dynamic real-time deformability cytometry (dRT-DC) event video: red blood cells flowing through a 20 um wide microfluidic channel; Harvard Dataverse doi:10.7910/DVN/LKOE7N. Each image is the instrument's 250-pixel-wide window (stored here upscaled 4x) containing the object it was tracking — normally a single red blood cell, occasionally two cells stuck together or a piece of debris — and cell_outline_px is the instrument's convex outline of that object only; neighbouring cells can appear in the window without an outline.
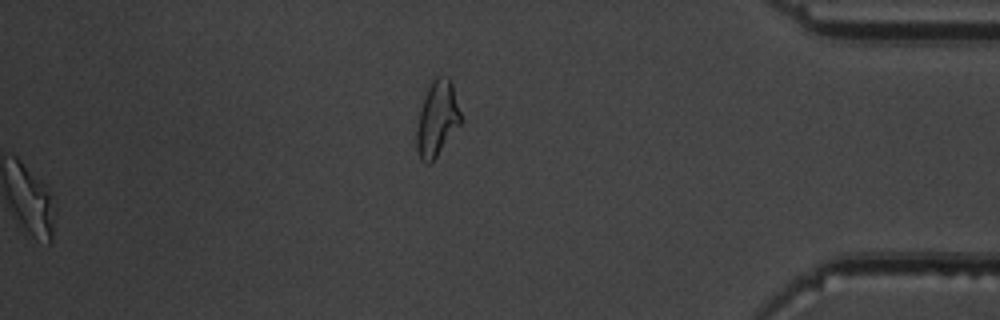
{"species": "common noctule bat (a hibernating species)", "species_latin": "Nyctalus noctula", "temperature_condition": "warm", "stored_images_in_passage": 49, "segment_of_instrument_passage": [2, 2], "camera_frame_rate_fps": 3000, "um_per_image_px": 0.085, "animal": {"sex": "male", "body_mass_g": 19.5, "forearm_length_mm": 54.6}, "frame": {"image": 1, "passage_image": 49, "time_ms": 16.0, "image_size_px": [1000, 320], "cell_outline_px": [[460, 124], [436, 156], [428, 164], [424, 164], [420, 160], [416, 148], [416, 132], [420, 112], [424, 96], [432, 80], [436, 76], [448, 76], [452, 80], [460, 112]], "centroid_in_image_um": [37.14, 10.07], "position_along_channel_um": 398.1, "area_um2": 19.13}}